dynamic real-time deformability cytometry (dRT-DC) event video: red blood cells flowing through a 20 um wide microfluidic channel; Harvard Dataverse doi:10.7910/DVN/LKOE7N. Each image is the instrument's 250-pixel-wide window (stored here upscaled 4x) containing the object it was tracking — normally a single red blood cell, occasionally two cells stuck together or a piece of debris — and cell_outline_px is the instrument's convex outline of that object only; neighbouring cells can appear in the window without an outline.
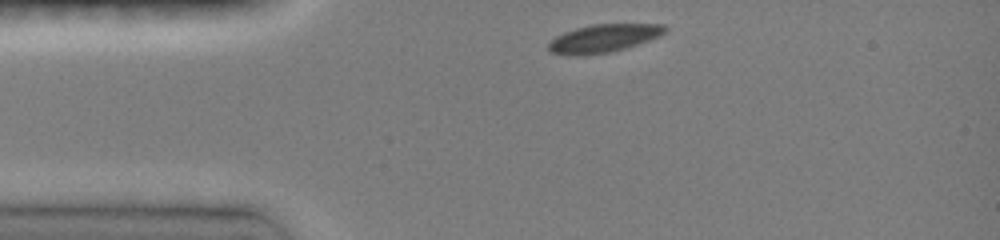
{"species": "common noctule bat (a hibernating species)", "species_latin": "Nyctalus noctula", "temperature_condition": "room temperature", "stored_images_in_passage": 30, "camera_frame_rate_fps": 3000, "um_per_image_px": 0.085, "animal": {"sex": "female", "body_mass_g": 19.0, "forearm_length_mm": 51.5}, "frame": {"image": 1, "passage_image": 1, "time_ms": 0.0, "image_size_px": [1000, 240], "cell_outline_px": [[668, 32], [660, 36], [624, 48], [608, 52], [580, 56], [568, 56], [552, 52], [548, 48], [548, 40], [564, 32], [576, 28], [592, 24], [664, 24], [668, 28]], "centroid_in_image_um": [51.29, 3.25], "position_along_channel_um": 33.7, "area_um2": 19.13}}
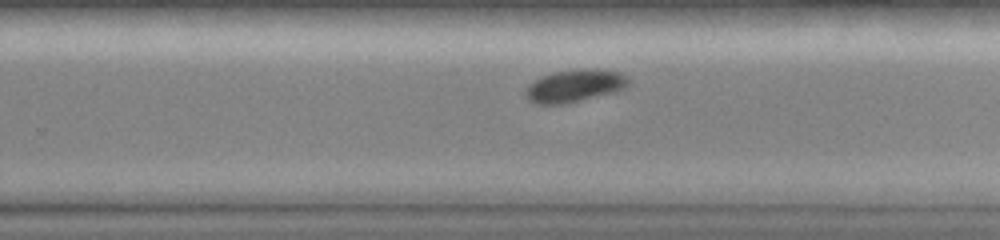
{"frame": {"image": 2, "passage_image": 22, "time_ms": 7.0, "image_size_px": [1000, 240], "cell_outline_px": [[632, 80], [624, 88], [616, 92], [564, 104], [536, 104], [528, 100], [524, 96], [524, 92], [528, 84], [532, 80], [540, 76], [556, 72], [592, 68], [600, 68], [620, 72]], "centroid_in_image_um": [48.84, 7.29], "position_along_channel_um": 281.0, "area_um2": 19.83}}
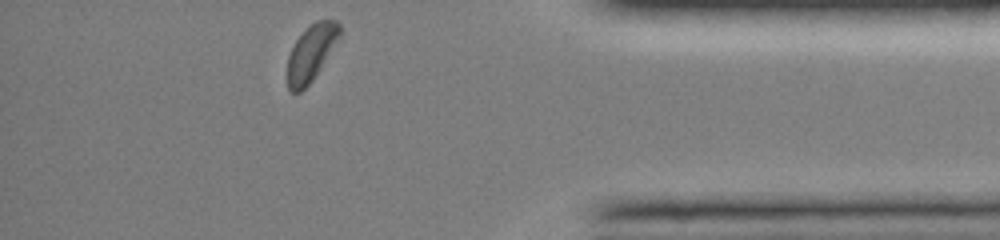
{"frame": {"image": 3, "passage_image": 30, "time_ms": 10.667, "image_size_px": [1000, 240], "cell_outline_px": [[340, 36], [320, 68], [312, 80], [300, 92], [292, 92], [288, 88], [288, 56], [296, 40], [316, 20], [336, 20], [340, 24]], "centroid_in_image_um": [26.45, 4.49], "position_along_channel_um": 408.8, "area_um2": 16.53}, "authors_computed_cell_mechanics": {"area_um2": 20.23, "velocity_mm_per_s": 3.9763, "shape_relaxation_time_tau1_ms": 7.1091, "shape_relaxation_time_tau2_ms": null, "deformation_change_tau1": 0.1732, "deformation_change_tau2": null}}